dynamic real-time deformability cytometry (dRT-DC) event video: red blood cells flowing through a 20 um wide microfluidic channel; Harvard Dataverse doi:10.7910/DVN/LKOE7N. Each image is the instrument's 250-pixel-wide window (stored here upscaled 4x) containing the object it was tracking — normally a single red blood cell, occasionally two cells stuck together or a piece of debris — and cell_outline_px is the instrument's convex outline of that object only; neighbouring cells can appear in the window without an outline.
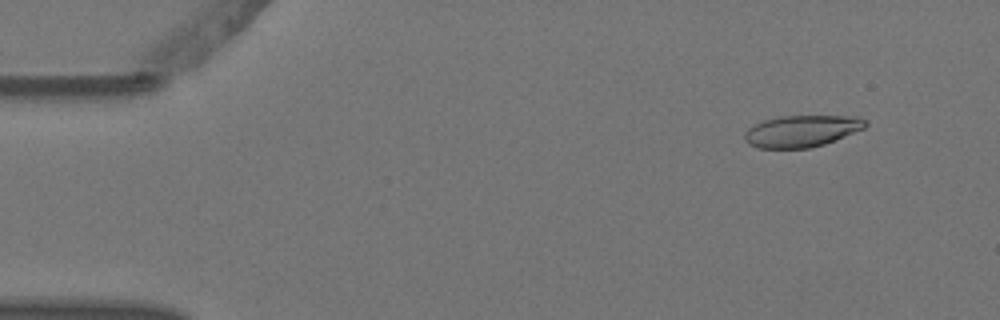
{"species": "Egyptian fruit bat (a non-hibernating species)", "species_latin": "Rousettus aegyptiacus", "temperature_condition": "warm", "stored_images_in_passage": 5, "camera_frame_rate_fps": 3000, "um_per_image_px": 0.085, "animal": {"sex": "female"}, "frame": {"image": 1, "passage_image": 2, "time_ms": 0.333, "image_size_px": [1000, 320], "cell_outline_px": [[868, 124], [864, 128], [824, 144], [808, 148], [760, 148], [748, 144], [744, 140], [744, 132], [748, 128], [764, 120], [780, 116], [860, 116]], "centroid_in_image_um": [68.12, 11.14], "position_along_channel_um": 16.9, "area_um2": 22.2}}
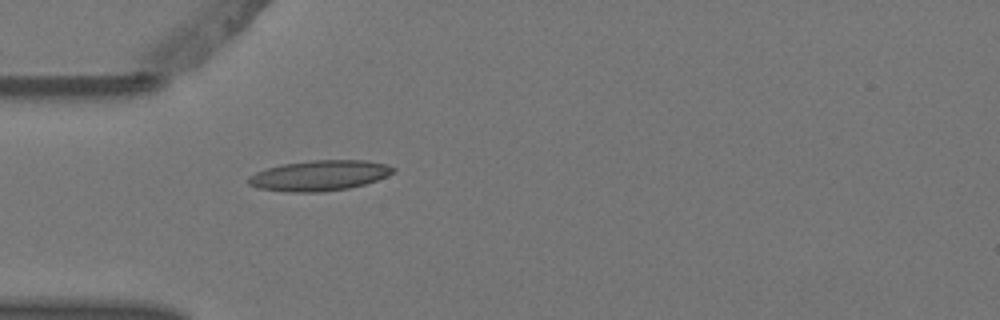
{"frame": {"image": 2, "passage_image": 5, "time_ms": 1.333, "image_size_px": [1000, 320], "cell_outline_px": [[396, 172], [376, 180], [364, 184], [348, 188], [324, 192], [288, 192], [256, 188], [248, 184], [248, 176], [256, 172], [268, 168], [284, 164], [312, 160], [368, 160], [388, 164], [396, 168]], "centroid_in_image_um": [27.17, 14.92], "position_along_channel_um": 57.8, "area_um2": 25.78}}